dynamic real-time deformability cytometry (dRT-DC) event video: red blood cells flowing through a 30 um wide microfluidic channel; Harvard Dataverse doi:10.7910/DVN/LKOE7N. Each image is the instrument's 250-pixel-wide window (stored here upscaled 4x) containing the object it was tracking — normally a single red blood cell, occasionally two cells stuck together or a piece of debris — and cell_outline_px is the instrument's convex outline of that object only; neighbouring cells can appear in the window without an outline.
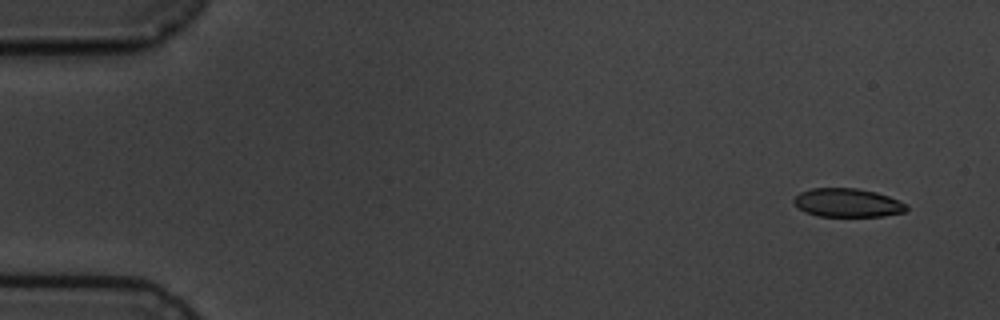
{"species": "common noctule bat (a hibernating species)", "species_latin": "Nyctalus noctula", "temperature_condition": "cold", "stored_images_in_passage": 5, "camera_frame_rate_fps": 3000, "um_per_image_px": 0.085, "animal": {"sex": "male", "body_mass_g": 19.5, "forearm_length_mm": 54.6}, "frame": {"image": 1, "passage_image": 1, "time_ms": 0.0, "image_size_px": [1000, 320], "cell_outline_px": [[908, 208], [904, 212], [884, 216], [816, 216], [804, 212], [792, 200], [800, 192], [812, 188], [856, 188], [876, 192], [888, 196], [908, 204]], "centroid_in_image_um": [72.05, 17.24], "position_along_channel_um": 13.0, "area_um2": 18.79}}
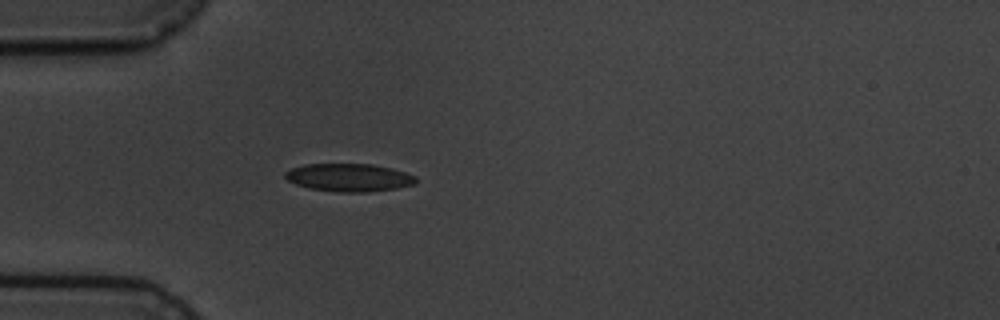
{"frame": {"image": 2, "passage_image": 5, "time_ms": 4.333, "image_size_px": [1000, 320], "cell_outline_px": [[416, 180], [412, 184], [396, 188], [368, 192], [340, 192], [308, 188], [296, 184], [288, 180], [284, 176], [284, 172], [292, 168], [304, 164], [372, 164], [392, 168], [416, 176]], "centroid_in_image_um": [29.63, 15.08], "position_along_channel_um": 55.4, "area_um2": 21.15}}